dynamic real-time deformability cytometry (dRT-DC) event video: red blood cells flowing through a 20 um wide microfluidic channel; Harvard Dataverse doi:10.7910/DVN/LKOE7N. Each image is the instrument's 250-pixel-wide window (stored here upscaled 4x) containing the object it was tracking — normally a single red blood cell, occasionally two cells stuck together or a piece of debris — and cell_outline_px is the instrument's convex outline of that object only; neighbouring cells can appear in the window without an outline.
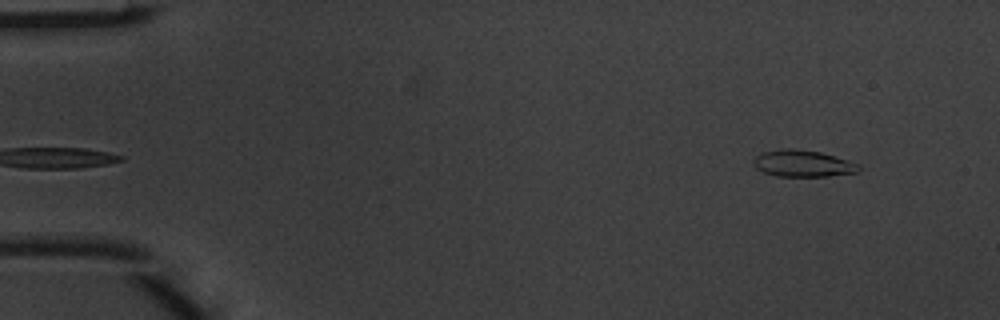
{"species": "common noctule bat (a hibernating species)", "species_latin": "Nyctalus noctula", "temperature_condition": "warm", "stored_images_in_passage": 4, "segment_of_instrument_passage": [2, 2], "camera_frame_rate_fps": 3000, "um_per_image_px": 0.085, "animal": {"sex": "male", "body_mass_g": 20.1, "forearm_length_mm": 53.5}, "frame": {"image": 1, "passage_image": 4, "time_ms": 1.0, "image_size_px": [1000, 320], "cell_outline_px": [[860, 172], [828, 176], [776, 176], [764, 172], [756, 168], [752, 164], [752, 160], [756, 156], [764, 152], [780, 148], [792, 148], [820, 152], [856, 164], [860, 168]], "centroid_in_image_um": [68.17, 13.9], "position_along_channel_um": 16.8, "area_um2": 16.18}}